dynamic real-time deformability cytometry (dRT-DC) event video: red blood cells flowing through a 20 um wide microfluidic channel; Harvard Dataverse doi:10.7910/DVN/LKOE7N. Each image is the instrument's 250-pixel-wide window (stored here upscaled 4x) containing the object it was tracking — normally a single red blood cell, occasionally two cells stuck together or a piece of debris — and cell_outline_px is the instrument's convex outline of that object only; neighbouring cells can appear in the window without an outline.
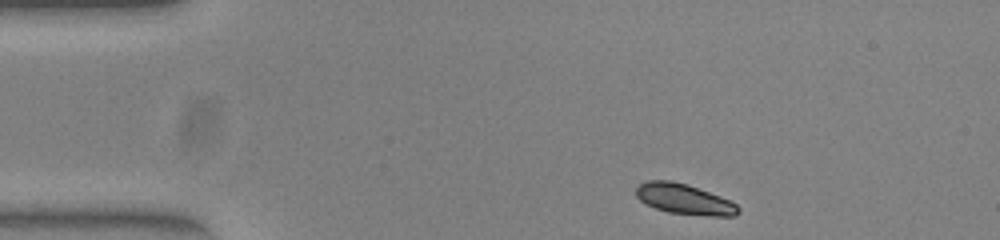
{"species": "common noctule bat (a hibernating species)", "species_latin": "Nyctalus noctula", "temperature_condition": "warm", "stored_images_in_passage": 45, "camera_frame_rate_fps": 3000, "um_per_image_px": 0.085, "animal": {"sex": "female", "body_mass_g": 23.0, "forearm_length_mm": 53.4}, "frame": {"image": 1, "passage_image": 1, "time_ms": 0.0, "image_size_px": [1000, 240], "cell_outline_px": [[740, 212], [736, 216], [708, 216], [668, 212], [656, 208], [640, 200], [636, 196], [636, 188], [640, 184], [648, 180], [672, 180], [688, 184], [720, 196], [736, 204], [740, 208]], "centroid_in_image_um": [58.18, 16.92], "position_along_channel_um": 26.8, "area_um2": 18.09}}
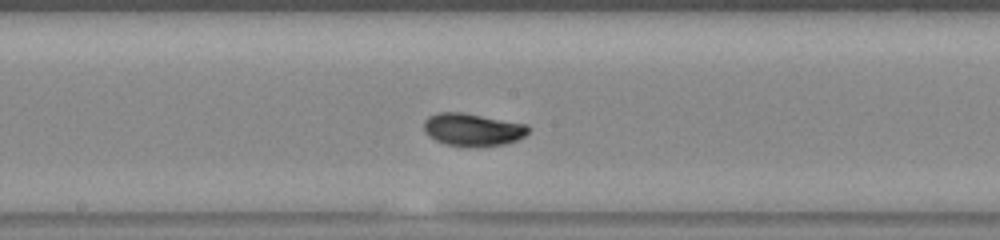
{"frame": {"image": 2, "passage_image": 20, "time_ms": 6.333, "image_size_px": [1000, 240], "cell_outline_px": [[528, 132], [524, 136], [516, 140], [504, 144], [476, 148], [472, 148], [444, 144], [428, 136], [424, 132], [424, 120], [428, 116], [440, 112], [460, 112], [528, 124]], "centroid_in_image_um": [40.15, 11.04], "position_along_channel_um": 208.1, "area_um2": 20.11}}
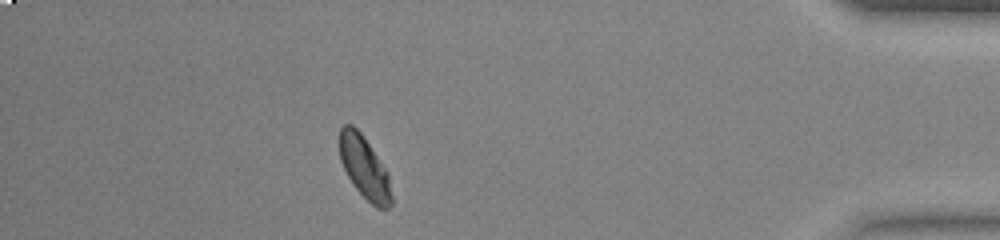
{"frame": {"image": 3, "passage_image": 39, "time_ms": 12.667, "image_size_px": [1000, 240], "cell_outline_px": [[392, 204], [388, 208], [376, 208], [352, 184], [340, 160], [340, 128], [344, 124], [352, 124], [360, 132], [388, 172], [392, 196]], "centroid_in_image_um": [30.99, 14.25], "position_along_channel_um": 404.2, "area_um2": 18.61}, "authors_computed_cell_mechanics": {"area_um2": 19.1318, "velocity_mm_per_s": 3.8865, "shape_relaxation_time_tau1_ms": 3.0436, "shape_relaxation_time_tau2_ms": null, "deformation_change_tau1": 0.1425, "deformation_change_tau2": null}}